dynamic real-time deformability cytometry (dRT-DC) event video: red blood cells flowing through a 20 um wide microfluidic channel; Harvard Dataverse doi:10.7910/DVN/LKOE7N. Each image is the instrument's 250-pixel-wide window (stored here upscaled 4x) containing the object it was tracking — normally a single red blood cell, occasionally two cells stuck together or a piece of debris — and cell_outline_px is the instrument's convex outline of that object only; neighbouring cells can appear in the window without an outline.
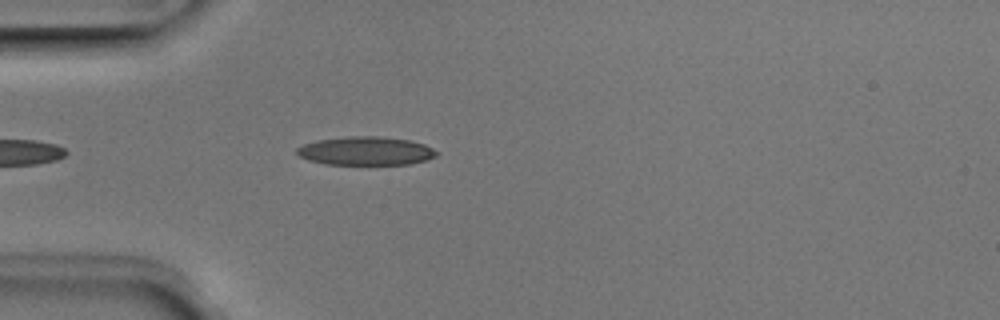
{"species": "Egyptian fruit bat (a non-hibernating species)", "species_latin": "Rousettus aegyptiacus", "temperature_condition": "room temperature", "stored_images_in_passage": 5, "camera_frame_rate_fps": 3000, "um_per_image_px": 0.085, "animal": {"sex": "male"}, "frame": {"image": 1, "passage_image": 5, "time_ms": 1.333, "image_size_px": [1000, 320], "cell_outline_px": [[440, 152], [436, 156], [428, 160], [408, 164], [324, 164], [308, 160], [300, 156], [296, 152], [296, 148], [304, 144], [316, 140], [348, 136], [380, 136], [412, 140], [424, 144]], "centroid_in_image_um": [31.11, 12.82], "position_along_channel_um": 53.9, "area_um2": 23.41}}